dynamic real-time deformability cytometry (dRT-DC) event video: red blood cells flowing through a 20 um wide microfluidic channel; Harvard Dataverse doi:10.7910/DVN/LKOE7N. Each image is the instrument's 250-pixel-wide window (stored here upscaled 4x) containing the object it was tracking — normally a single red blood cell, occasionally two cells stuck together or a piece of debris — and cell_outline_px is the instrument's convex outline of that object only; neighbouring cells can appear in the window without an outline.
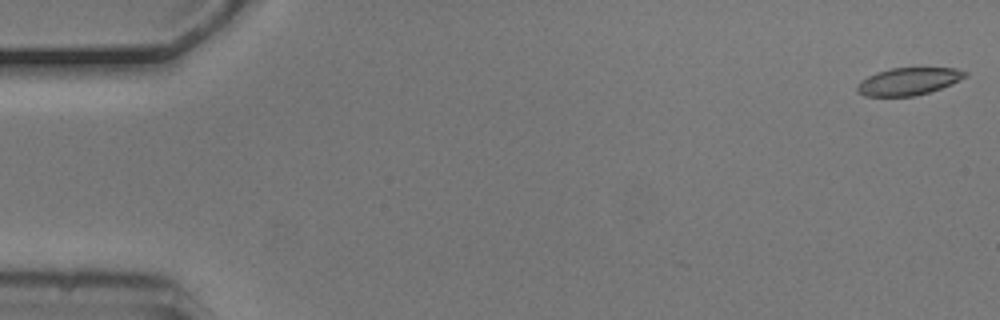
{"species": "common noctule bat (a hibernating species)", "species_latin": "Nyctalus noctula", "temperature_condition": "cold", "stored_images_in_passage": 6, "camera_frame_rate_fps": 3000, "um_per_image_px": 0.085, "animal": {"sex": "male", "body_mass_g": 20.5, "forearm_length_mm": 52.5}, "frame": {"image": 1, "passage_image": 1, "time_ms": 0.0, "image_size_px": [1000, 320], "cell_outline_px": [[968, 76], [952, 84], [928, 92], [912, 96], [864, 96], [856, 92], [856, 84], [860, 80], [876, 72], [892, 68], [956, 68], [968, 72]], "centroid_in_image_um": [77.2, 6.91], "position_along_channel_um": 7.8, "area_um2": 17.34}}
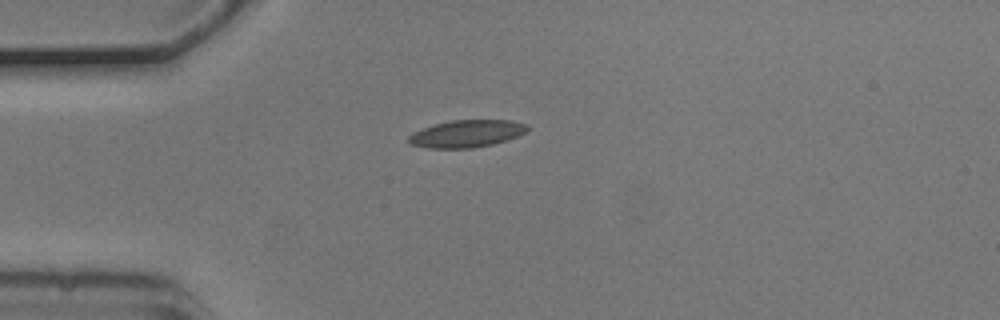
{"frame": {"image": 2, "passage_image": 5, "time_ms": 1.333, "image_size_px": [1000, 320], "cell_outline_px": [[528, 128], [524, 132], [516, 136], [492, 144], [472, 148], [428, 148], [408, 144], [408, 136], [412, 132], [436, 124], [452, 120], [512, 120], [528, 124]], "centroid_in_image_um": [39.63, 11.36], "position_along_channel_um": 45.4, "area_um2": 18.73}}
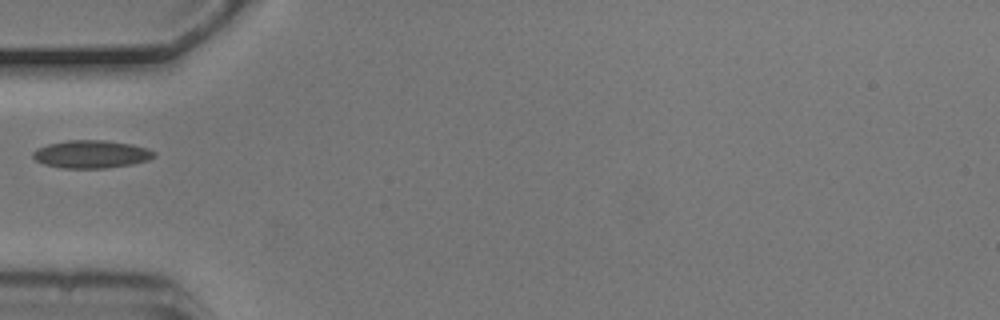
{"frame": {"image": 3, "passage_image": 6, "time_ms": 1.667, "image_size_px": [1000, 320], "cell_outline_px": [[156, 156], [148, 160], [132, 164], [104, 168], [64, 168], [44, 164], [36, 160], [32, 156], [32, 152], [36, 148], [48, 144], [68, 140], [104, 140], [132, 144], [148, 148], [156, 152]], "centroid_in_image_um": [7.77, 13.1], "position_along_channel_um": 77.2, "area_um2": 19.71}}